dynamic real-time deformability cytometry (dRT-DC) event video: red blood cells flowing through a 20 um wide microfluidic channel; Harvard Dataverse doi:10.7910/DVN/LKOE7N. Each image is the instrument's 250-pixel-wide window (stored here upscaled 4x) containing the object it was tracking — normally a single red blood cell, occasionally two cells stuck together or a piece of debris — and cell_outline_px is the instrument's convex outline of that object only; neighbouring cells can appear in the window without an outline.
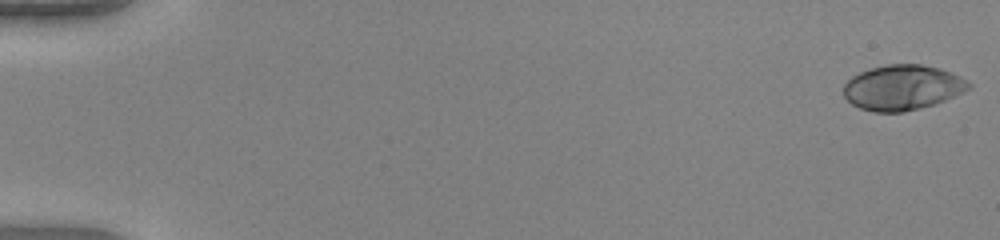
{"species": "human", "species_latin": "Homo sapiens", "temperature_condition": "warm", "stored_images_in_passage": 50, "camera_frame_rate_fps": 3000, "um_per_image_px": 0.085, "donor": {"sex": "female"}, "frame": {"image": 1, "passage_image": 1, "time_ms": 0.0, "image_size_px": [1000, 240], "cell_outline_px": [[972, 88], [964, 92], [944, 100], [920, 108], [904, 112], [872, 112], [860, 108], [852, 104], [844, 96], [844, 84], [852, 76], [860, 72], [872, 68], [888, 64], [920, 64], [940, 68], [952, 72], [968, 80], [972, 84]], "centroid_in_image_um": [76.74, 7.43], "position_along_channel_um": 8.3, "area_um2": 33.0}}
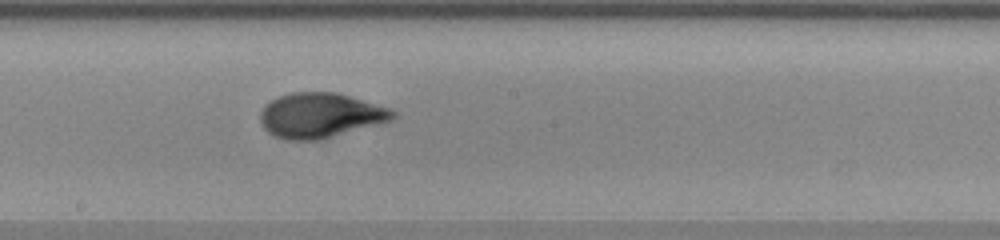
{"frame": {"image": 2, "passage_image": 29, "time_ms": 9.333, "image_size_px": [1000, 240], "cell_outline_px": [[396, 116], [392, 120], [316, 140], [284, 140], [272, 136], [264, 128], [260, 120], [260, 112], [264, 104], [268, 100], [292, 92], [336, 92], [392, 108], [396, 112]], "centroid_in_image_um": [27.19, 9.79], "position_along_channel_um": 221.0, "area_um2": 34.74}}
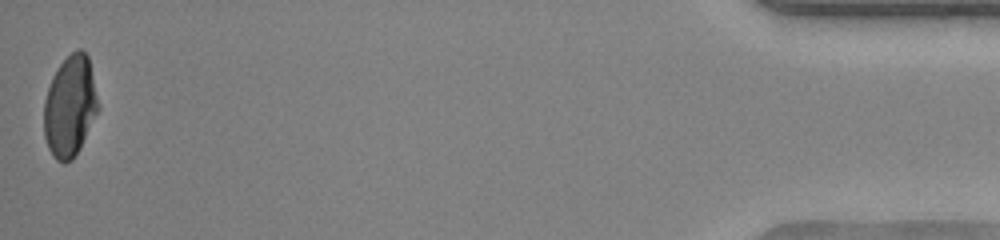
{"frame": {"image": 3, "passage_image": 50, "time_ms": 16.333, "image_size_px": [1000, 240], "cell_outline_px": [[100, 108], [80, 148], [72, 160], [64, 164], [56, 160], [52, 156], [48, 148], [44, 136], [44, 100], [52, 76], [60, 64], [72, 52], [80, 48], [88, 56]], "centroid_in_image_um": [5.94, 9.07], "position_along_channel_um": 429.3, "area_um2": 32.02}, "authors_computed_cell_mechanics": {"area_um2": 33.0905, "velocity_mm_per_s": 4.1984, "shape_relaxation_time_tau1_ms": 4.1134, "shape_relaxation_time_tau2_ms": null, "deformation_change_tau1": 0.2143, "deformation_change_tau2": null}}